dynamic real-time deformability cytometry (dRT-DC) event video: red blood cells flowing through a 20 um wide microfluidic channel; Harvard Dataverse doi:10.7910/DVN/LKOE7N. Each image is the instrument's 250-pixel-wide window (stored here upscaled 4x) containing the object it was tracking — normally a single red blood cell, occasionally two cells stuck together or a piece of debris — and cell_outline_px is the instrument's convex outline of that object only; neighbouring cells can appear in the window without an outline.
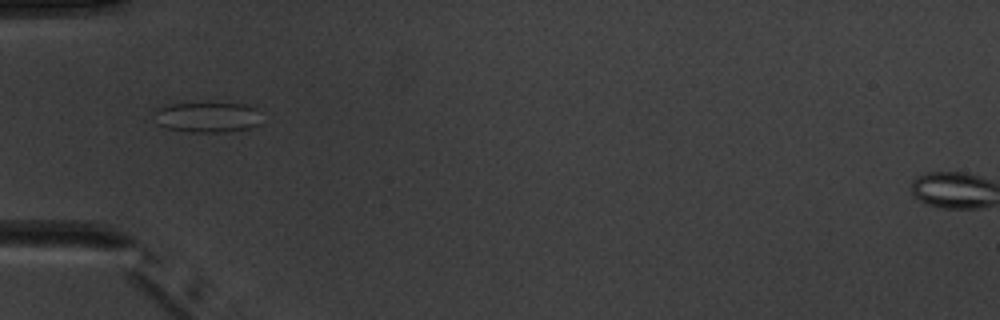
{"species": "common noctule bat (a hibernating species)", "species_latin": "Nyctalus noctula", "temperature_condition": "warm", "stored_images_in_passage": 9, "camera_frame_rate_fps": 3000, "um_per_image_px": 0.085, "animal": {"sex": "male", "body_mass_g": 20.1, "forearm_length_mm": 53.5}, "frame": {"image": 1, "passage_image": 6, "time_ms": 5.667, "image_size_px": [1000, 320], "cell_outline_px": [[256, 124], [248, 128], [224, 132], [192, 132], [168, 128], [156, 124], [152, 112], [156, 108], [168, 104], [244, 104], [256, 108]], "centroid_in_image_um": [17.48, 9.96], "position_along_channel_um": 67.5, "area_um2": 18.55}}
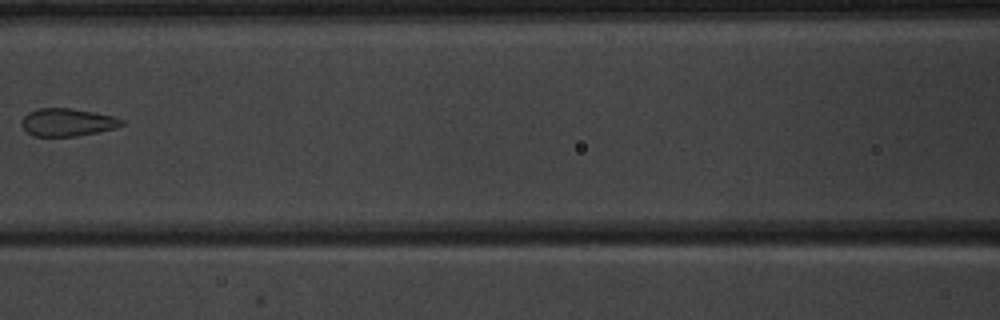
{"frame": {"image": 2, "passage_image": 8, "time_ms": 8.0, "image_size_px": [1000, 320], "cell_outline_px": [[124, 124], [116, 128], [76, 136], [32, 136], [24, 128], [24, 116], [28, 112], [36, 108], [72, 108], [96, 112], [112, 116], [124, 120]], "centroid_in_image_um": [5.76, 10.38], "position_along_channel_um": 160.8, "area_um2": 16.07}}
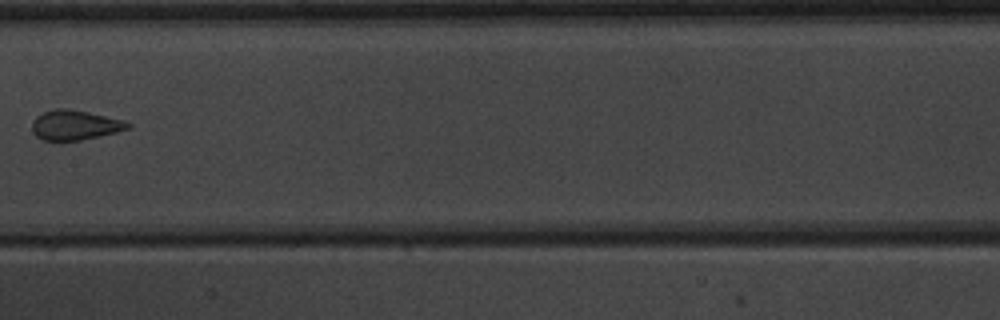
{"frame": {"image": 3, "passage_image": 9, "time_ms": 9.0, "image_size_px": [1000, 320], "cell_outline_px": [[132, 128], [100, 136], [80, 140], [44, 140], [36, 136], [32, 132], [32, 120], [36, 116], [44, 112], [56, 108], [64, 108], [88, 112], [124, 120], [132, 124]], "centroid_in_image_um": [6.38, 10.63], "position_along_channel_um": 201.0, "area_um2": 16.65}}